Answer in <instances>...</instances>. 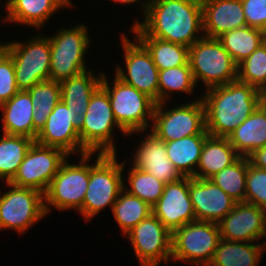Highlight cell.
<instances>
[{
  "label": "cell",
  "instance_id": "cell-1",
  "mask_svg": "<svg viewBox=\"0 0 266 266\" xmlns=\"http://www.w3.org/2000/svg\"><path fill=\"white\" fill-rule=\"evenodd\" d=\"M133 20L134 37H154L189 48L204 36L201 1H149L143 20Z\"/></svg>",
  "mask_w": 266,
  "mask_h": 266
},
{
  "label": "cell",
  "instance_id": "cell-2",
  "mask_svg": "<svg viewBox=\"0 0 266 266\" xmlns=\"http://www.w3.org/2000/svg\"><path fill=\"white\" fill-rule=\"evenodd\" d=\"M206 130L210 136L228 137L263 102V93L238 80L206 89L201 95Z\"/></svg>",
  "mask_w": 266,
  "mask_h": 266
},
{
  "label": "cell",
  "instance_id": "cell-3",
  "mask_svg": "<svg viewBox=\"0 0 266 266\" xmlns=\"http://www.w3.org/2000/svg\"><path fill=\"white\" fill-rule=\"evenodd\" d=\"M95 163L91 158L95 155ZM93 156V157H92ZM117 154L89 153V183L83 204L78 213L89 222L102 210L109 206L112 210L119 194L124 189V169L126 159L122 163Z\"/></svg>",
  "mask_w": 266,
  "mask_h": 266
},
{
  "label": "cell",
  "instance_id": "cell-4",
  "mask_svg": "<svg viewBox=\"0 0 266 266\" xmlns=\"http://www.w3.org/2000/svg\"><path fill=\"white\" fill-rule=\"evenodd\" d=\"M114 129L127 136L114 117L107 92L100 86L80 118V142L89 153L117 154Z\"/></svg>",
  "mask_w": 266,
  "mask_h": 266
},
{
  "label": "cell",
  "instance_id": "cell-5",
  "mask_svg": "<svg viewBox=\"0 0 266 266\" xmlns=\"http://www.w3.org/2000/svg\"><path fill=\"white\" fill-rule=\"evenodd\" d=\"M50 35L51 64L50 80L62 82L87 71L85 62L92 42L88 26L81 22L73 27L58 28Z\"/></svg>",
  "mask_w": 266,
  "mask_h": 266
},
{
  "label": "cell",
  "instance_id": "cell-6",
  "mask_svg": "<svg viewBox=\"0 0 266 266\" xmlns=\"http://www.w3.org/2000/svg\"><path fill=\"white\" fill-rule=\"evenodd\" d=\"M113 84L103 73L101 87L107 92L114 117L127 133L151 129L156 103L146 94L138 91L114 75Z\"/></svg>",
  "mask_w": 266,
  "mask_h": 266
},
{
  "label": "cell",
  "instance_id": "cell-7",
  "mask_svg": "<svg viewBox=\"0 0 266 266\" xmlns=\"http://www.w3.org/2000/svg\"><path fill=\"white\" fill-rule=\"evenodd\" d=\"M188 62L197 86L205 90L237 80V64L217 38L203 36L189 47Z\"/></svg>",
  "mask_w": 266,
  "mask_h": 266
},
{
  "label": "cell",
  "instance_id": "cell-8",
  "mask_svg": "<svg viewBox=\"0 0 266 266\" xmlns=\"http://www.w3.org/2000/svg\"><path fill=\"white\" fill-rule=\"evenodd\" d=\"M14 64L18 90H29L33 85L50 79L51 49L48 35H35L25 42H0Z\"/></svg>",
  "mask_w": 266,
  "mask_h": 266
},
{
  "label": "cell",
  "instance_id": "cell-9",
  "mask_svg": "<svg viewBox=\"0 0 266 266\" xmlns=\"http://www.w3.org/2000/svg\"><path fill=\"white\" fill-rule=\"evenodd\" d=\"M79 157L76 164H71L67 158L51 180L44 193L46 215L54 208L60 211L81 209L89 183V153Z\"/></svg>",
  "mask_w": 266,
  "mask_h": 266
},
{
  "label": "cell",
  "instance_id": "cell-10",
  "mask_svg": "<svg viewBox=\"0 0 266 266\" xmlns=\"http://www.w3.org/2000/svg\"><path fill=\"white\" fill-rule=\"evenodd\" d=\"M194 101L166 107L167 102L157 103L153 112L151 131L164 142L198 134L206 130L205 107L201 97Z\"/></svg>",
  "mask_w": 266,
  "mask_h": 266
},
{
  "label": "cell",
  "instance_id": "cell-11",
  "mask_svg": "<svg viewBox=\"0 0 266 266\" xmlns=\"http://www.w3.org/2000/svg\"><path fill=\"white\" fill-rule=\"evenodd\" d=\"M220 240L218 223L189 222L172 233L171 261L208 266Z\"/></svg>",
  "mask_w": 266,
  "mask_h": 266
},
{
  "label": "cell",
  "instance_id": "cell-12",
  "mask_svg": "<svg viewBox=\"0 0 266 266\" xmlns=\"http://www.w3.org/2000/svg\"><path fill=\"white\" fill-rule=\"evenodd\" d=\"M7 189L0 192V231L14 230L24 234L37 222L46 218L44 194L33 188L4 182Z\"/></svg>",
  "mask_w": 266,
  "mask_h": 266
},
{
  "label": "cell",
  "instance_id": "cell-13",
  "mask_svg": "<svg viewBox=\"0 0 266 266\" xmlns=\"http://www.w3.org/2000/svg\"><path fill=\"white\" fill-rule=\"evenodd\" d=\"M120 36L125 67L117 64L113 74L124 83L146 94L157 104L159 70L150 53L135 37L133 40L129 39L123 32Z\"/></svg>",
  "mask_w": 266,
  "mask_h": 266
},
{
  "label": "cell",
  "instance_id": "cell-14",
  "mask_svg": "<svg viewBox=\"0 0 266 266\" xmlns=\"http://www.w3.org/2000/svg\"><path fill=\"white\" fill-rule=\"evenodd\" d=\"M68 157L70 155L60 148L34 142L10 183L19 187L33 188L44 194Z\"/></svg>",
  "mask_w": 266,
  "mask_h": 266
},
{
  "label": "cell",
  "instance_id": "cell-15",
  "mask_svg": "<svg viewBox=\"0 0 266 266\" xmlns=\"http://www.w3.org/2000/svg\"><path fill=\"white\" fill-rule=\"evenodd\" d=\"M140 266L169 263L172 255V233L152 213L125 234Z\"/></svg>",
  "mask_w": 266,
  "mask_h": 266
},
{
  "label": "cell",
  "instance_id": "cell-16",
  "mask_svg": "<svg viewBox=\"0 0 266 266\" xmlns=\"http://www.w3.org/2000/svg\"><path fill=\"white\" fill-rule=\"evenodd\" d=\"M80 118L60 100L48 116L35 140L43 146L57 147L68 155L89 153L80 142ZM80 153V154H79Z\"/></svg>",
  "mask_w": 266,
  "mask_h": 266
},
{
  "label": "cell",
  "instance_id": "cell-17",
  "mask_svg": "<svg viewBox=\"0 0 266 266\" xmlns=\"http://www.w3.org/2000/svg\"><path fill=\"white\" fill-rule=\"evenodd\" d=\"M143 135L131 157V166L151 173L165 184L179 181L183 176L167 157L165 142L150 129L127 134V137Z\"/></svg>",
  "mask_w": 266,
  "mask_h": 266
},
{
  "label": "cell",
  "instance_id": "cell-18",
  "mask_svg": "<svg viewBox=\"0 0 266 266\" xmlns=\"http://www.w3.org/2000/svg\"><path fill=\"white\" fill-rule=\"evenodd\" d=\"M218 226L221 239L260 242L266 239V210L246 202L236 203Z\"/></svg>",
  "mask_w": 266,
  "mask_h": 266
},
{
  "label": "cell",
  "instance_id": "cell-19",
  "mask_svg": "<svg viewBox=\"0 0 266 266\" xmlns=\"http://www.w3.org/2000/svg\"><path fill=\"white\" fill-rule=\"evenodd\" d=\"M152 213L171 233L189 222L196 221L189 195V177L165 184L162 196L152 206Z\"/></svg>",
  "mask_w": 266,
  "mask_h": 266
},
{
  "label": "cell",
  "instance_id": "cell-20",
  "mask_svg": "<svg viewBox=\"0 0 266 266\" xmlns=\"http://www.w3.org/2000/svg\"><path fill=\"white\" fill-rule=\"evenodd\" d=\"M189 195L196 221L219 223L237 203L210 179L189 177Z\"/></svg>",
  "mask_w": 266,
  "mask_h": 266
},
{
  "label": "cell",
  "instance_id": "cell-21",
  "mask_svg": "<svg viewBox=\"0 0 266 266\" xmlns=\"http://www.w3.org/2000/svg\"><path fill=\"white\" fill-rule=\"evenodd\" d=\"M3 23L28 25L39 31L46 22L63 8L74 5L72 0H6ZM45 24V25H44Z\"/></svg>",
  "mask_w": 266,
  "mask_h": 266
},
{
  "label": "cell",
  "instance_id": "cell-22",
  "mask_svg": "<svg viewBox=\"0 0 266 266\" xmlns=\"http://www.w3.org/2000/svg\"><path fill=\"white\" fill-rule=\"evenodd\" d=\"M203 32L218 38L234 29L247 26L241 0H202Z\"/></svg>",
  "mask_w": 266,
  "mask_h": 266
},
{
  "label": "cell",
  "instance_id": "cell-23",
  "mask_svg": "<svg viewBox=\"0 0 266 266\" xmlns=\"http://www.w3.org/2000/svg\"><path fill=\"white\" fill-rule=\"evenodd\" d=\"M34 106L27 90H19L10 100L0 105L2 133L26 136L34 140Z\"/></svg>",
  "mask_w": 266,
  "mask_h": 266
},
{
  "label": "cell",
  "instance_id": "cell-24",
  "mask_svg": "<svg viewBox=\"0 0 266 266\" xmlns=\"http://www.w3.org/2000/svg\"><path fill=\"white\" fill-rule=\"evenodd\" d=\"M227 138L236 152L244 157L266 146V105L262 102Z\"/></svg>",
  "mask_w": 266,
  "mask_h": 266
},
{
  "label": "cell",
  "instance_id": "cell-25",
  "mask_svg": "<svg viewBox=\"0 0 266 266\" xmlns=\"http://www.w3.org/2000/svg\"><path fill=\"white\" fill-rule=\"evenodd\" d=\"M103 71L96 74L88 69L60 82L61 100L81 118L87 111L91 96L101 86Z\"/></svg>",
  "mask_w": 266,
  "mask_h": 266
},
{
  "label": "cell",
  "instance_id": "cell-26",
  "mask_svg": "<svg viewBox=\"0 0 266 266\" xmlns=\"http://www.w3.org/2000/svg\"><path fill=\"white\" fill-rule=\"evenodd\" d=\"M240 155L227 137L208 136L205 139L194 178L210 179L222 169L234 163Z\"/></svg>",
  "mask_w": 266,
  "mask_h": 266
},
{
  "label": "cell",
  "instance_id": "cell-27",
  "mask_svg": "<svg viewBox=\"0 0 266 266\" xmlns=\"http://www.w3.org/2000/svg\"><path fill=\"white\" fill-rule=\"evenodd\" d=\"M266 253V240L259 243L221 239L208 266H259Z\"/></svg>",
  "mask_w": 266,
  "mask_h": 266
},
{
  "label": "cell",
  "instance_id": "cell-28",
  "mask_svg": "<svg viewBox=\"0 0 266 266\" xmlns=\"http://www.w3.org/2000/svg\"><path fill=\"white\" fill-rule=\"evenodd\" d=\"M208 136L209 134H198L165 142L168 159L183 177L195 175Z\"/></svg>",
  "mask_w": 266,
  "mask_h": 266
},
{
  "label": "cell",
  "instance_id": "cell-29",
  "mask_svg": "<svg viewBox=\"0 0 266 266\" xmlns=\"http://www.w3.org/2000/svg\"><path fill=\"white\" fill-rule=\"evenodd\" d=\"M35 108L33 114L34 141L40 130L45 126L48 116L61 100V86L54 80H45L27 90Z\"/></svg>",
  "mask_w": 266,
  "mask_h": 266
},
{
  "label": "cell",
  "instance_id": "cell-30",
  "mask_svg": "<svg viewBox=\"0 0 266 266\" xmlns=\"http://www.w3.org/2000/svg\"><path fill=\"white\" fill-rule=\"evenodd\" d=\"M265 35L263 30L245 26L226 32L217 39L238 65L264 43Z\"/></svg>",
  "mask_w": 266,
  "mask_h": 266
},
{
  "label": "cell",
  "instance_id": "cell-31",
  "mask_svg": "<svg viewBox=\"0 0 266 266\" xmlns=\"http://www.w3.org/2000/svg\"><path fill=\"white\" fill-rule=\"evenodd\" d=\"M35 141L21 135H0V180L10 182Z\"/></svg>",
  "mask_w": 266,
  "mask_h": 266
},
{
  "label": "cell",
  "instance_id": "cell-32",
  "mask_svg": "<svg viewBox=\"0 0 266 266\" xmlns=\"http://www.w3.org/2000/svg\"><path fill=\"white\" fill-rule=\"evenodd\" d=\"M150 53L158 70L183 66L188 63L187 46L154 37H135Z\"/></svg>",
  "mask_w": 266,
  "mask_h": 266
},
{
  "label": "cell",
  "instance_id": "cell-33",
  "mask_svg": "<svg viewBox=\"0 0 266 266\" xmlns=\"http://www.w3.org/2000/svg\"><path fill=\"white\" fill-rule=\"evenodd\" d=\"M111 211L118 227L125 235L139 222L152 214V207L123 189Z\"/></svg>",
  "mask_w": 266,
  "mask_h": 266
},
{
  "label": "cell",
  "instance_id": "cell-34",
  "mask_svg": "<svg viewBox=\"0 0 266 266\" xmlns=\"http://www.w3.org/2000/svg\"><path fill=\"white\" fill-rule=\"evenodd\" d=\"M158 87V103L172 99L176 92L185 93L186 95L193 94V90L197 86L194 82L189 62L183 66L159 70Z\"/></svg>",
  "mask_w": 266,
  "mask_h": 266
},
{
  "label": "cell",
  "instance_id": "cell-35",
  "mask_svg": "<svg viewBox=\"0 0 266 266\" xmlns=\"http://www.w3.org/2000/svg\"><path fill=\"white\" fill-rule=\"evenodd\" d=\"M248 158L240 156L234 163L210 178L237 203L245 202Z\"/></svg>",
  "mask_w": 266,
  "mask_h": 266
},
{
  "label": "cell",
  "instance_id": "cell-36",
  "mask_svg": "<svg viewBox=\"0 0 266 266\" xmlns=\"http://www.w3.org/2000/svg\"><path fill=\"white\" fill-rule=\"evenodd\" d=\"M123 174H128L126 179L129 186L124 183V190L147 202L151 207L162 196L165 183L152 176L151 173L130 166L129 171Z\"/></svg>",
  "mask_w": 266,
  "mask_h": 266
},
{
  "label": "cell",
  "instance_id": "cell-37",
  "mask_svg": "<svg viewBox=\"0 0 266 266\" xmlns=\"http://www.w3.org/2000/svg\"><path fill=\"white\" fill-rule=\"evenodd\" d=\"M237 80L266 92V43L237 65Z\"/></svg>",
  "mask_w": 266,
  "mask_h": 266
},
{
  "label": "cell",
  "instance_id": "cell-38",
  "mask_svg": "<svg viewBox=\"0 0 266 266\" xmlns=\"http://www.w3.org/2000/svg\"><path fill=\"white\" fill-rule=\"evenodd\" d=\"M245 202L266 210V170L254 167L249 160Z\"/></svg>",
  "mask_w": 266,
  "mask_h": 266
},
{
  "label": "cell",
  "instance_id": "cell-39",
  "mask_svg": "<svg viewBox=\"0 0 266 266\" xmlns=\"http://www.w3.org/2000/svg\"><path fill=\"white\" fill-rule=\"evenodd\" d=\"M18 91L13 60L0 46V105L10 100Z\"/></svg>",
  "mask_w": 266,
  "mask_h": 266
},
{
  "label": "cell",
  "instance_id": "cell-40",
  "mask_svg": "<svg viewBox=\"0 0 266 266\" xmlns=\"http://www.w3.org/2000/svg\"><path fill=\"white\" fill-rule=\"evenodd\" d=\"M247 26L266 32V0H241Z\"/></svg>",
  "mask_w": 266,
  "mask_h": 266
},
{
  "label": "cell",
  "instance_id": "cell-41",
  "mask_svg": "<svg viewBox=\"0 0 266 266\" xmlns=\"http://www.w3.org/2000/svg\"><path fill=\"white\" fill-rule=\"evenodd\" d=\"M247 158L254 167L266 170V146L255 149Z\"/></svg>",
  "mask_w": 266,
  "mask_h": 266
},
{
  "label": "cell",
  "instance_id": "cell-42",
  "mask_svg": "<svg viewBox=\"0 0 266 266\" xmlns=\"http://www.w3.org/2000/svg\"><path fill=\"white\" fill-rule=\"evenodd\" d=\"M112 2H115V3H117V4H119L120 5V3L121 4H125V5H132V4H136L137 5V2L139 3V7H140V9H141V12L143 13L142 15V17H144V15L146 14V12H147V9H148V4H149V0H111ZM141 2V3H140ZM143 9V10H142Z\"/></svg>",
  "mask_w": 266,
  "mask_h": 266
},
{
  "label": "cell",
  "instance_id": "cell-43",
  "mask_svg": "<svg viewBox=\"0 0 266 266\" xmlns=\"http://www.w3.org/2000/svg\"><path fill=\"white\" fill-rule=\"evenodd\" d=\"M263 103L266 105V92L263 93Z\"/></svg>",
  "mask_w": 266,
  "mask_h": 266
}]
</instances>
